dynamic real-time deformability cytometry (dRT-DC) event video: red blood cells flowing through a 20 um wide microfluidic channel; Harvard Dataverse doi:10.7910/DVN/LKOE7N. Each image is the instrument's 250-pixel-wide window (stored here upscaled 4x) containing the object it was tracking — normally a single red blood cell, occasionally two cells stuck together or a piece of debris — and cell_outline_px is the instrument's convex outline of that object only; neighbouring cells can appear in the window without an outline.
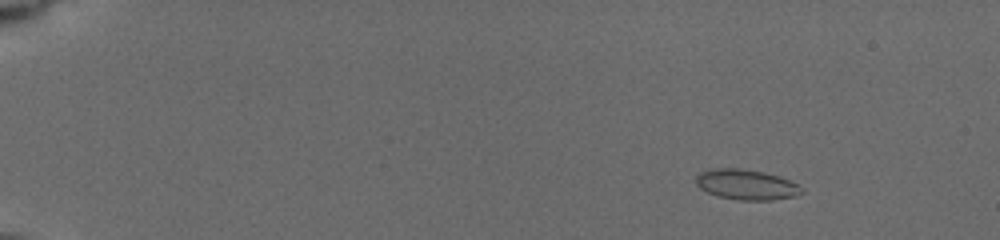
{"species": "common noctule bat (a hibernating species)", "species_latin": "Nyctalus noctula", "temperature_condition": "cold", "stored_images_in_passage": 22, "camera_frame_rate_fps": 3000, "um_per_image_px": 0.085, "animal": {"sex": "female", "body_mass_g": 19.5, "forearm_length_mm": 54.1}, "frame": {"image": 1, "passage_image": 2, "time_ms": 0.333, "image_size_px": [1000, 240], "cell_outline_px": [[804, 192], [796, 196], [772, 200], [740, 200], [720, 196], [708, 192], [700, 188], [696, 184], [696, 176], [700, 172], [716, 168], [740, 168], [780, 176], [804, 188]], "centroid_in_image_um": [63.46, 15.69], "position_along_channel_um": 21.5, "area_um2": 18.5}}
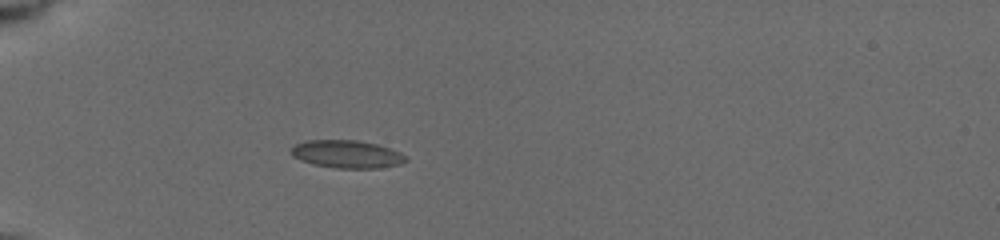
{"frame": {"image": 2, "passage_image": 19, "time_ms": 4.0, "image_size_px": [1000, 240], "cell_outline_px": [[408, 160], [400, 164], [380, 168], [336, 168], [312, 164], [300, 160], [292, 156], [292, 148], [296, 144], [308, 140], [356, 140], [376, 144], [400, 152]], "centroid_in_image_um": [29.48, 13.11], "position_along_channel_um": 55.5, "area_um2": 18.44}}